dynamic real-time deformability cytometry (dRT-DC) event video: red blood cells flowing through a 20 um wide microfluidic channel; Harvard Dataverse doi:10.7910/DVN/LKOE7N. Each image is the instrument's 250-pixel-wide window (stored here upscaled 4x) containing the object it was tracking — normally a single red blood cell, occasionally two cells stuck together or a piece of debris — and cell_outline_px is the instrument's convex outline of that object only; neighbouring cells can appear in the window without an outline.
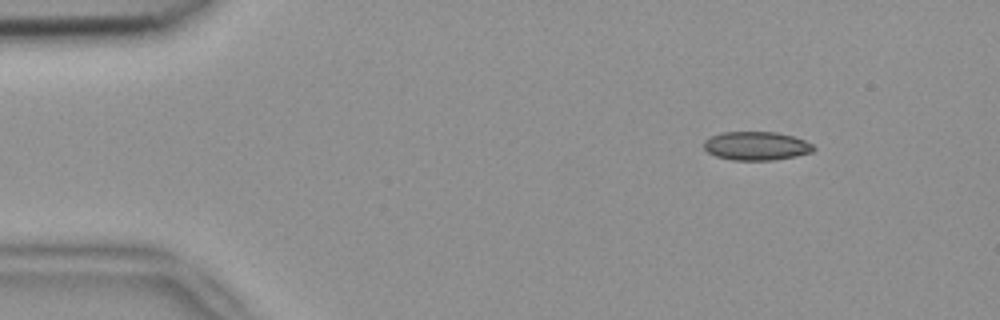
{"species": "common noctule bat (a hibernating species)", "species_latin": "Nyctalus noctula", "temperature_condition": "room temperature", "stored_images_in_passage": 5, "camera_frame_rate_fps": 3000, "um_per_image_px": 0.085, "animal": {"sex": "female", "body_mass_g": 18.4}, "frame": {"image": 1, "passage_image": 2, "time_ms": 0.333, "image_size_px": [1000, 320], "cell_outline_px": [[816, 148], [812, 152], [796, 156], [772, 160], [732, 160], [716, 156], [708, 152], [704, 148], [704, 140], [720, 132], [776, 132], [792, 136], [804, 140], [812, 144]], "centroid_in_image_um": [64.28, 12.4], "position_along_channel_um": 20.7, "area_um2": 18.26}}
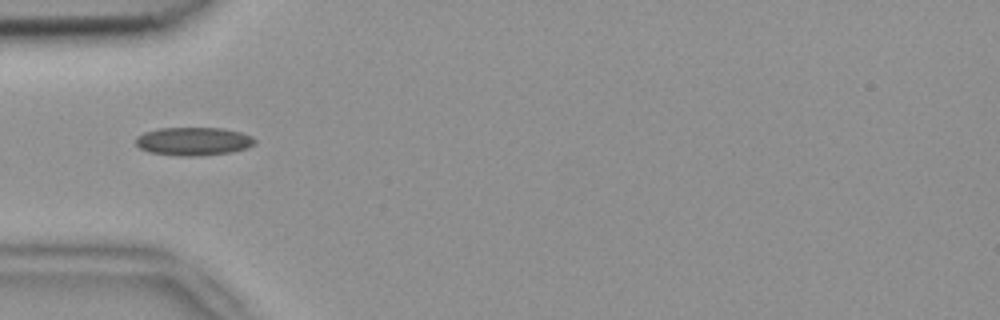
{"frame": {"image": 2, "passage_image": 5, "time_ms": 1.333, "image_size_px": [1000, 320], "cell_outline_px": [[256, 144], [248, 148], [232, 152], [200, 156], [176, 156], [148, 152], [140, 148], [136, 144], [136, 136], [144, 132], [160, 128], [224, 128], [240, 132], [252, 136], [256, 140]], "centroid_in_image_um": [16.46, 12.02], "position_along_channel_um": 68.5, "area_um2": 19.88}}